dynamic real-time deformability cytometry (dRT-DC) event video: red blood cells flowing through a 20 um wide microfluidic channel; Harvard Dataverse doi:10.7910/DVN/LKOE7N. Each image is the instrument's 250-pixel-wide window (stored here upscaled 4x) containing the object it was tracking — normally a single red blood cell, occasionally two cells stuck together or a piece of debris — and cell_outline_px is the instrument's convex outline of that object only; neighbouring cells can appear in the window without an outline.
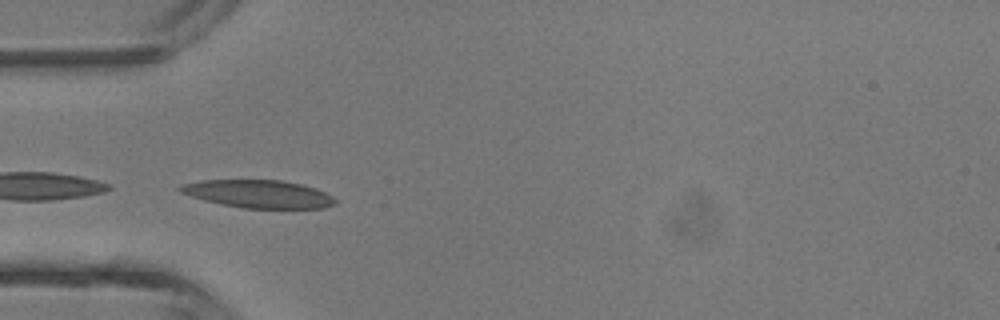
{"species": "common noctule bat (a hibernating species)", "species_latin": "Nyctalus noctula", "temperature_condition": "room temperature", "stored_images_in_passage": 4, "camera_frame_rate_fps": 3000, "um_per_image_px": 0.085, "animal": {"sex": "male", "body_mass_g": 13.3}, "frame": {"image": 1, "passage_image": 4, "time_ms": 3.333, "image_size_px": [1000, 320], "cell_outline_px": [[336, 204], [324, 208], [244, 208], [220, 204], [204, 200], [180, 192], [176, 188], [180, 184], [200, 180], [280, 180], [300, 184], [316, 188], [332, 196], [336, 200]], "centroid_in_image_um": [21.94, 16.48], "position_along_channel_um": 63.1, "area_um2": 25.2}}